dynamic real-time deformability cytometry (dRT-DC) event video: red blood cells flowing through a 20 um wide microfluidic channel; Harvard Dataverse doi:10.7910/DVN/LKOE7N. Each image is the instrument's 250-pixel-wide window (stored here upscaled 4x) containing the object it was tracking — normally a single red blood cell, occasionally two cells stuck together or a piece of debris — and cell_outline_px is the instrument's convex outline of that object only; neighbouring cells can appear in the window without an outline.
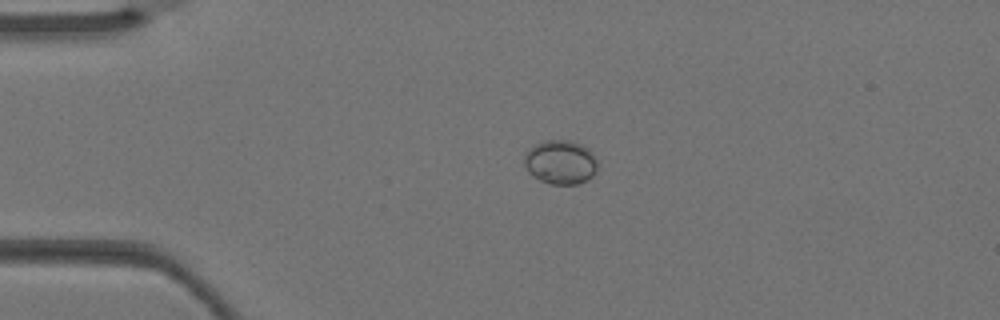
{"species": "Egyptian fruit bat (a non-hibernating species)", "species_latin": "Rousettus aegyptiacus", "temperature_condition": "warm", "stored_images_in_passage": 1, "camera_frame_rate_fps": 3000, "um_per_image_px": 0.085, "animal": {"sex": "female"}, "frame": {"image": 1, "passage_image": 1, "time_ms": 0.0, "image_size_px": [1000, 320], "cell_outline_px": [[596, 172], [592, 176], [576, 184], [552, 184], [540, 180], [532, 176], [528, 172], [524, 164], [524, 156], [536, 144], [544, 140], [568, 140], [580, 144], [588, 148], [592, 152], [596, 160]], "centroid_in_image_um": [47.63, 13.78], "position_along_channel_um": 37.4, "area_um2": 18.61}}